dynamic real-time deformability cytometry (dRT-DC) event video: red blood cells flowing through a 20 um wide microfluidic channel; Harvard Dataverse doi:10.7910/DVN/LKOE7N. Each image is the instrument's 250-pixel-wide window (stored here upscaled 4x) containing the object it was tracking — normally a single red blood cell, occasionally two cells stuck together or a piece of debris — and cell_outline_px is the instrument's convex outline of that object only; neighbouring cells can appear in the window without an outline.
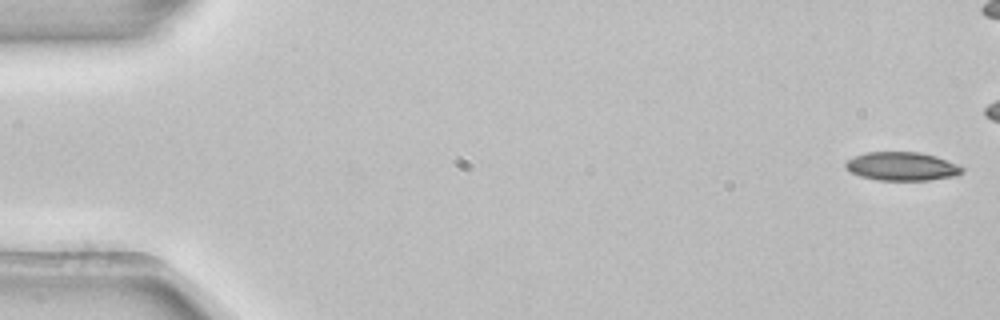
{"species": "common noctule bat (a hibernating species)", "species_latin": "Nyctalus noctula", "temperature_condition": "room temperature", "stored_images_in_passage": 54, "camera_frame_rate_fps": 3000, "um_per_image_px": 0.085, "animal": {"sex": "female", "body_mass_g": 22.7, "forearm_length_mm": 54.2}, "frame": {"image": 1, "passage_image": 1, "time_ms": 0.0, "image_size_px": [1000, 320], "cell_outline_px": [[964, 172], [956, 176], [928, 180], [876, 180], [860, 176], [852, 172], [844, 164], [848, 160], [856, 156], [868, 152], [920, 152], [936, 156], [960, 164], [964, 168]], "centroid_in_image_um": [76.74, 14.14], "position_along_channel_um": 8.3, "area_um2": 19.42}}
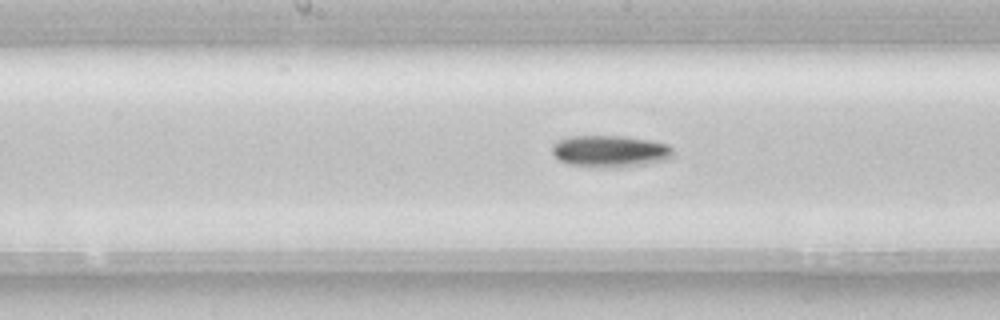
{"frame": {"image": 2, "passage_image": 27, "time_ms": 8.667, "image_size_px": [1000, 320], "cell_outline_px": [[672, 156], [668, 160], [648, 164], [620, 168], [616, 168], [568, 164], [560, 160], [552, 152], [552, 144], [556, 140], [568, 136], [624, 136], [648, 140], [668, 144], [672, 148]], "centroid_in_image_um": [51.86, 12.85], "position_along_channel_um": 196.3, "area_um2": 22.6}}
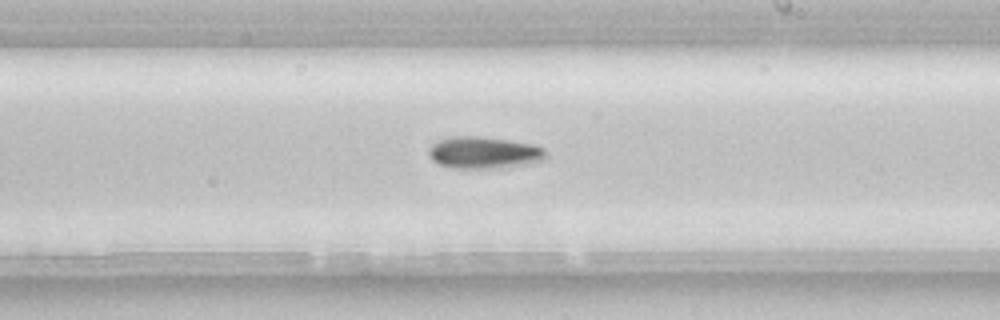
{"frame": {"image": 3, "passage_image": 31, "time_ms": 10.0, "image_size_px": [1000, 320], "cell_outline_px": [[548, 156], [544, 160], [524, 164], [500, 168], [452, 168], [440, 164], [432, 160], [428, 152], [428, 148], [432, 144], [440, 140], [456, 136], [480, 136], [508, 140], [532, 144], [544, 148], [548, 152]], "centroid_in_image_um": [41.16, 12.97], "position_along_channel_um": 247.8, "area_um2": 21.79}, "authors_computed_cell_mechanics": {"area_um2": 20.6057, "velocity_mm_per_s": 3.8781, "shape_relaxation_time_tau1_ms": 3.702, "shape_relaxation_time_tau2_ms": null, "deformation_change_tau1": 0.0954, "deformation_change_tau2": null}}